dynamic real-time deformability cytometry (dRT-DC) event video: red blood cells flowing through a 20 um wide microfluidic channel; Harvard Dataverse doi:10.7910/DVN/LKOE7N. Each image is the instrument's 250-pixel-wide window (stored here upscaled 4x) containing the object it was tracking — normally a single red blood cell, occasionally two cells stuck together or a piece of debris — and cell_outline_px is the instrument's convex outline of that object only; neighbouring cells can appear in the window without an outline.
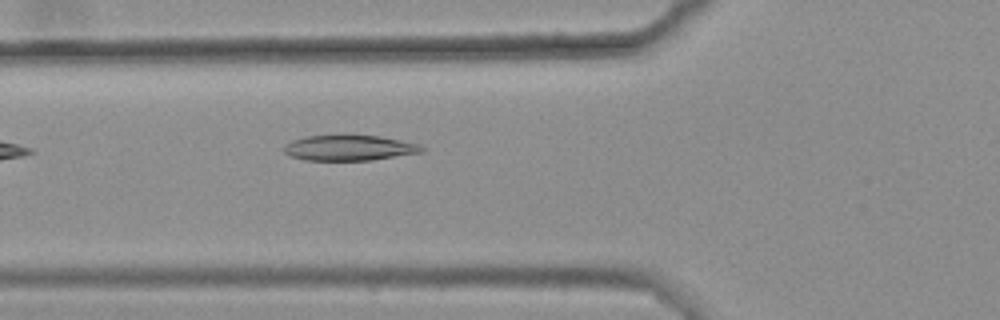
{"species": "common noctule bat (a hibernating species)", "species_latin": "Nyctalus noctula", "temperature_condition": "warm", "stored_images_in_passage": 2, "camera_frame_rate_fps": 3000, "um_per_image_px": 0.085, "animal": {"sex": "female", "body_mass_g": 25.1}, "frame": {"image": 1, "passage_image": 2, "time_ms": 0.333, "image_size_px": [1000, 320], "cell_outline_px": [[428, 148], [424, 152], [372, 160], [304, 160], [288, 156], [284, 152], [284, 144], [292, 140], [308, 136], [344, 132], [380, 136], [420, 144]], "centroid_in_image_um": [29.69, 12.53], "position_along_channel_um": 96.1, "area_um2": 21.5}}